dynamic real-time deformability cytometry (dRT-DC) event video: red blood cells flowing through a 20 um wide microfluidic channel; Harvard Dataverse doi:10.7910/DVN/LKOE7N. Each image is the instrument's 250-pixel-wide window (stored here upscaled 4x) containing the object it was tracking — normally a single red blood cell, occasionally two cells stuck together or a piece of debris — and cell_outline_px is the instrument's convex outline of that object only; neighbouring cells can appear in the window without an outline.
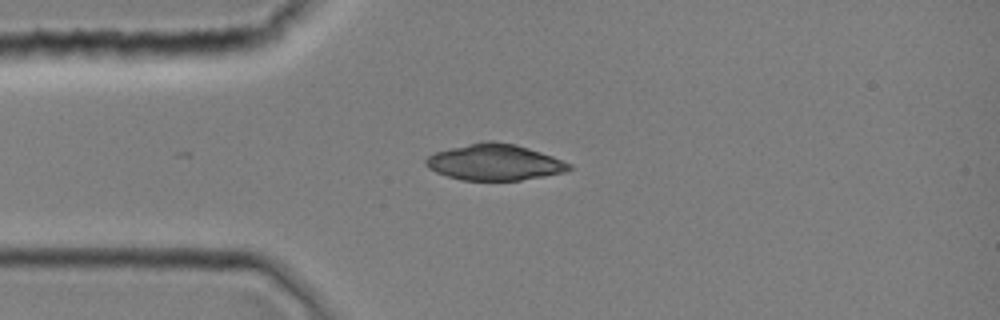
{"species": "common noctule bat (a hibernating species)", "species_latin": "Nyctalus noctula", "temperature_condition": "room temperature", "stored_images_in_passage": 30, "camera_frame_rate_fps": 3000, "um_per_image_px": 0.085, "animal": {"sex": "female", "body_mass_g": 19.0, "forearm_length_mm": 51.5}, "frame": {"image": 1, "passage_image": 1, "time_ms": 0.0, "image_size_px": [1000, 320], "cell_outline_px": [[572, 168], [564, 172], [544, 176], [520, 180], [460, 180], [436, 172], [428, 168], [424, 164], [424, 160], [428, 156], [436, 152], [484, 140], [492, 140], [516, 144], [552, 156], [572, 164]], "centroid_in_image_um": [42.03, 13.79], "position_along_channel_um": 43.0, "area_um2": 30.06}}
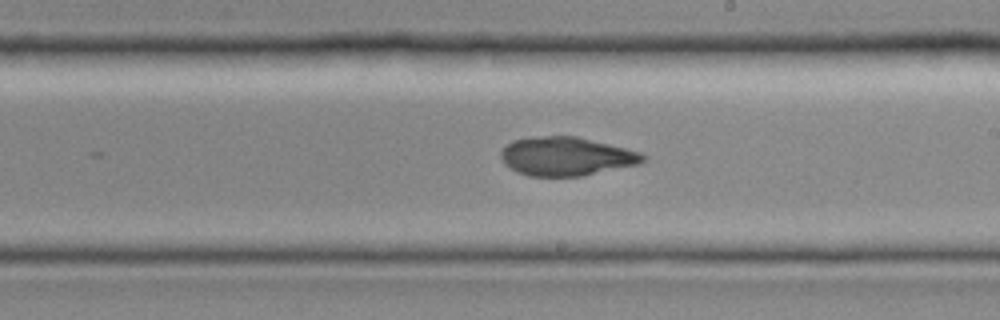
{"frame": {"image": 2, "passage_image": 14, "time_ms": 4.333, "image_size_px": [1000, 320], "cell_outline_px": [[648, 160], [640, 164], [584, 176], [528, 176], [516, 172], [504, 164], [500, 160], [500, 152], [512, 140], [532, 136], [576, 136], [640, 152], [648, 156]], "centroid_in_image_um": [48.13, 13.3], "position_along_channel_um": 240.9, "area_um2": 32.37}}
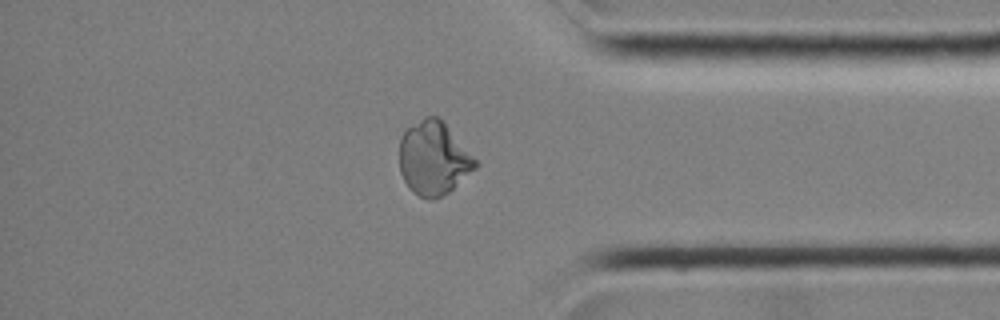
{"frame": {"image": 3, "passage_image": 24, "time_ms": 7.667, "image_size_px": [1000, 320], "cell_outline_px": [[480, 164], [476, 168], [448, 192], [440, 196], [428, 200], [412, 192], [408, 188], [400, 172], [400, 136], [408, 128], [424, 116], [440, 116], [444, 120]], "centroid_in_image_um": [36.86, 13.43], "position_along_channel_um": 398.3, "area_um2": 32.66}}